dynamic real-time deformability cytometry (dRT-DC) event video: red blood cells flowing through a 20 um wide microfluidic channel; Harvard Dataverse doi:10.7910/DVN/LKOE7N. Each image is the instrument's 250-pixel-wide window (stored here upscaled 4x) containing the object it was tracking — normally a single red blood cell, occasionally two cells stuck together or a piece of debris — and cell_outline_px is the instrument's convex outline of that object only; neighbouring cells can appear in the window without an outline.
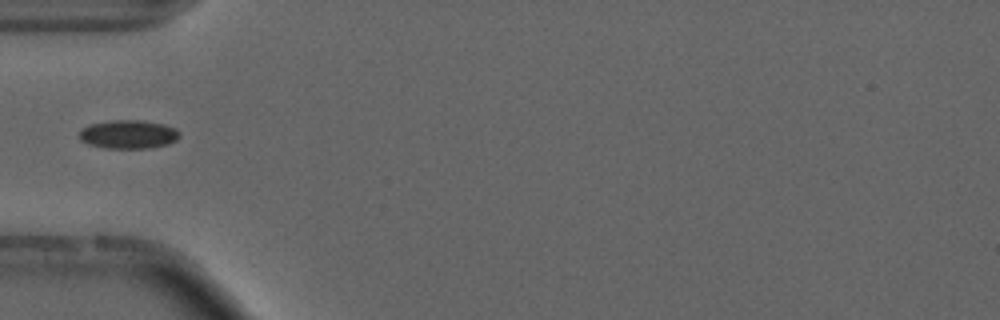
{"species": "common noctule bat (a hibernating species)", "species_latin": "Nyctalus noctula", "temperature_condition": "cold", "stored_images_in_passage": 38, "camera_frame_rate_fps": 3000, "um_per_image_px": 0.085, "animal": {"sex": "male", "forearm_length_mm": 52.5}, "frame": {"image": 1, "passage_image": 1, "time_ms": 0.0, "image_size_px": [1000, 320], "cell_outline_px": [[180, 136], [176, 140], [168, 144], [148, 148], [104, 148], [88, 144], [80, 140], [80, 132], [88, 124], [112, 120], [140, 120], [164, 124], [176, 128], [180, 132]], "centroid_in_image_um": [10.93, 11.41], "position_along_channel_um": 74.1, "area_um2": 16.76}}